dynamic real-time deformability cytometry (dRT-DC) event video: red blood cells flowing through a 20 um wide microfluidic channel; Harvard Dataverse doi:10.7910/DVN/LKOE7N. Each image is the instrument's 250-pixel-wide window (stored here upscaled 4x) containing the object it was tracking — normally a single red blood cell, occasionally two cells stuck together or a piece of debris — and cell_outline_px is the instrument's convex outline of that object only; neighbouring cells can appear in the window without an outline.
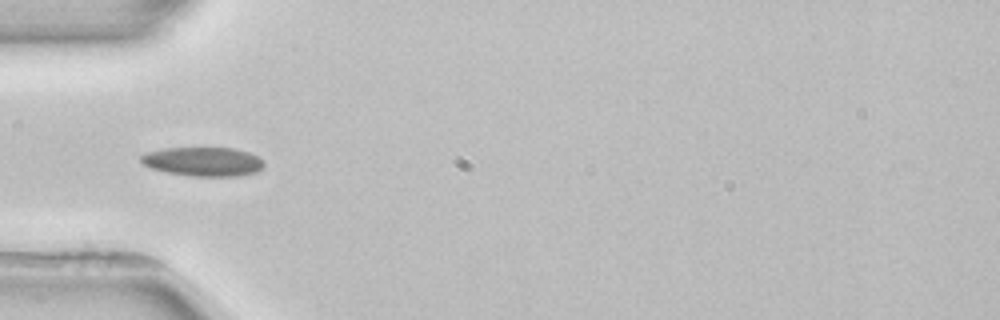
{"species": "common noctule bat (a hibernating species)", "species_latin": "Nyctalus noctula", "temperature_condition": "room temperature", "stored_images_in_passage": 6, "camera_frame_rate_fps": 3000, "um_per_image_px": 0.085, "animal": {"sex": "female", "body_mass_g": 22.7, "forearm_length_mm": 54.2}, "frame": {"image": 1, "passage_image": 5, "time_ms": 5.333, "image_size_px": [1000, 320], "cell_outline_px": [[264, 164], [256, 172], [236, 176], [192, 176], [164, 172], [152, 168], [144, 164], [140, 160], [140, 156], [144, 152], [164, 148], [232, 148], [248, 152], [264, 160]], "centroid_in_image_um": [17.23, 13.73], "position_along_channel_um": 67.8, "area_um2": 20.81}}